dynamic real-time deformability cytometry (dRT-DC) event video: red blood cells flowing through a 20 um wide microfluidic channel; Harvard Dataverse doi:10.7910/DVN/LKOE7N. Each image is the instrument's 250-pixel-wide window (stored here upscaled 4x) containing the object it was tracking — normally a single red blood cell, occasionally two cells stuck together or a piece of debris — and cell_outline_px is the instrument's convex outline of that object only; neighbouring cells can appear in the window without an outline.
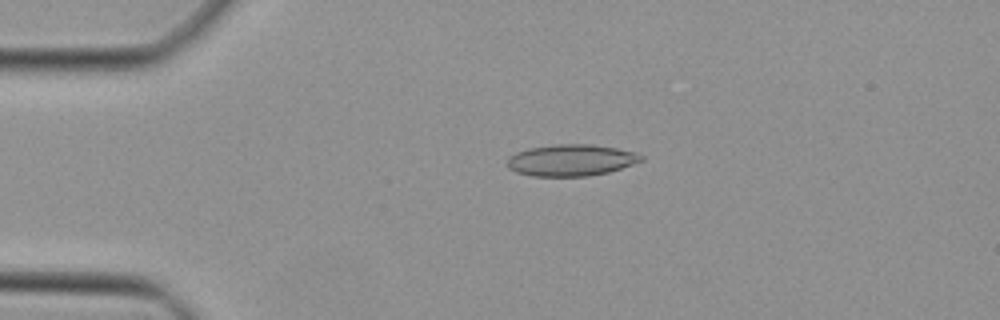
{"species": "Egyptian fruit bat (a non-hibernating species)", "species_latin": "Rousettus aegyptiacus", "temperature_condition": "cold", "stored_images_in_passage": 37, "camera_frame_rate_fps": 3000, "um_per_image_px": 0.085, "animal": {"sex": "female"}, "frame": {"image": 1, "passage_image": 1, "time_ms": 0.0, "image_size_px": [1000, 320], "cell_outline_px": [[644, 160], [608, 172], [588, 176], [532, 176], [516, 172], [508, 168], [508, 156], [516, 152], [528, 148], [556, 144], [592, 144], [616, 148], [636, 152], [644, 156]], "centroid_in_image_um": [48.54, 13.61], "position_along_channel_um": 36.5, "area_um2": 24.68}}
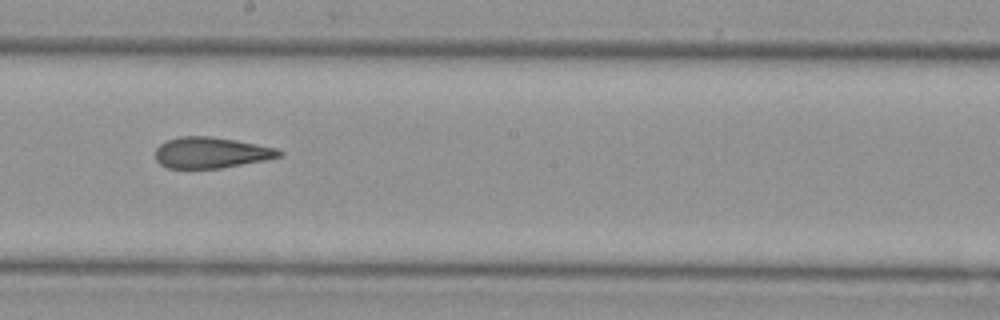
{"frame": {"image": 2, "passage_image": 17, "time_ms": 5.333, "image_size_px": [1000, 320], "cell_outline_px": [[284, 152], [280, 156], [264, 160], [220, 168], [168, 168], [160, 164], [156, 160], [156, 148], [160, 144], [168, 140], [180, 136], [212, 136], [236, 140], [276, 148]], "centroid_in_image_um": [17.93, 12.97], "position_along_channel_um": 230.3, "area_um2": 22.2}}
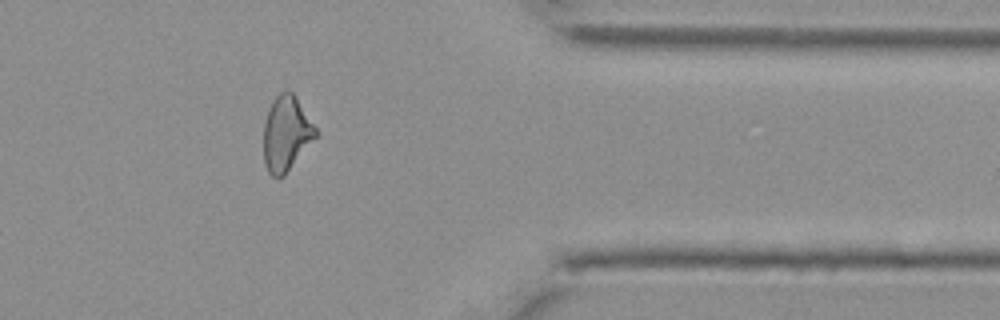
{"frame": {"image": 3, "passage_image": 29, "time_ms": 9.333, "image_size_px": [1000, 320], "cell_outline_px": [[316, 136], [284, 176], [272, 176], [268, 172], [264, 160], [264, 124], [268, 108], [272, 100], [280, 92], [292, 92], [296, 96], [316, 128]], "centroid_in_image_um": [24.31, 11.33], "position_along_channel_um": 387.1, "area_um2": 22.37}}